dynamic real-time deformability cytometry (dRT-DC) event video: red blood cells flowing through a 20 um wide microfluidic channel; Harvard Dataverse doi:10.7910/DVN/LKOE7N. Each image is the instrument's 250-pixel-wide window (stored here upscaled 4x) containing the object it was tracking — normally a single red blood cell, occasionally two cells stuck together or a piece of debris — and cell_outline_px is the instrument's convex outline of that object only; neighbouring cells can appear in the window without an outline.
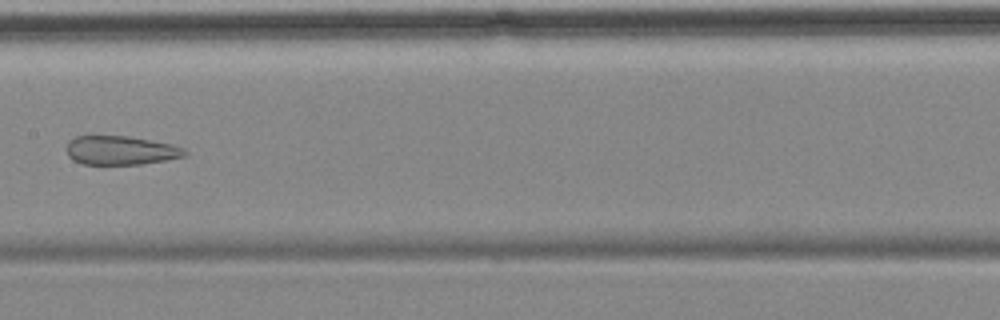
{"species": "common noctule bat (a hibernating species)", "species_latin": "Nyctalus noctula", "temperature_condition": "cold", "stored_images_in_passage": 7, "camera_frame_rate_fps": 3000, "um_per_image_px": 0.085, "animal": {"sex": "female", "body_mass_g": 18.4}, "frame": {"image": 1, "passage_image": 7, "time_ms": 7.0, "image_size_px": [1000, 320], "cell_outline_px": [[188, 152], [184, 156], [164, 160], [140, 164], [84, 164], [72, 160], [68, 156], [64, 148], [68, 140], [76, 136], [128, 136], [172, 144], [184, 148]], "centroid_in_image_um": [10.2, 12.77], "position_along_channel_um": 197.2, "area_um2": 20.0}}